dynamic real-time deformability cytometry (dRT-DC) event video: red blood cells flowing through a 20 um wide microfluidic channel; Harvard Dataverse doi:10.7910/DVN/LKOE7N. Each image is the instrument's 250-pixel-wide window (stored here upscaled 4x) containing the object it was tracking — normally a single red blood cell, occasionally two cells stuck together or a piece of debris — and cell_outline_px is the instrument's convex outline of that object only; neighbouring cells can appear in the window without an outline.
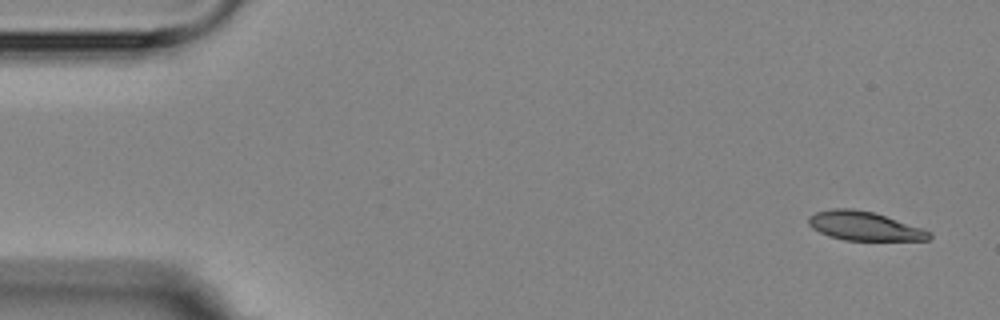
{"species": "Egyptian fruit bat (a non-hibernating species)", "species_latin": "Rousettus aegyptiacus", "temperature_condition": "room temperature", "stored_images_in_passage": 4, "camera_frame_rate_fps": 3000, "um_per_image_px": 0.085, "animal": {"sex": "female"}, "frame": {"image": 1, "passage_image": 1, "time_ms": 0.0, "image_size_px": [1000, 320], "cell_outline_px": [[932, 236], [928, 240], [844, 240], [828, 236], [812, 228], [808, 224], [808, 216], [816, 212], [832, 208], [852, 208], [872, 212], [920, 228], [928, 232]], "centroid_in_image_um": [73.38, 19.21], "position_along_channel_um": 11.6, "area_um2": 20.0}}
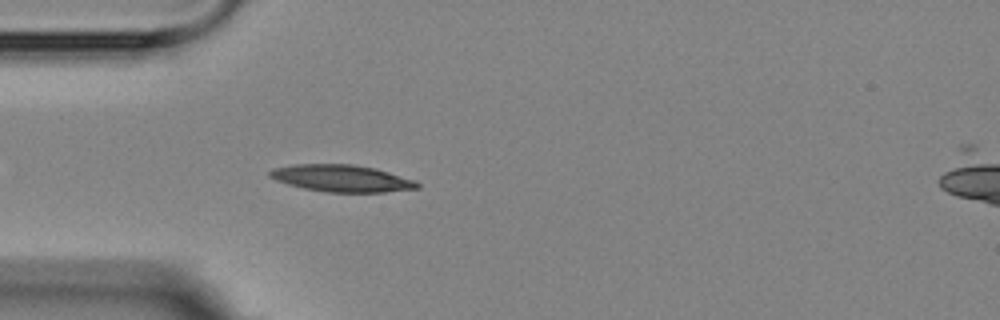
{"frame": {"image": 2, "passage_image": 4, "time_ms": 4.333, "image_size_px": [1000, 320], "cell_outline_px": [[420, 188], [384, 192], [328, 192], [304, 188], [288, 184], [276, 180], [268, 176], [268, 172], [272, 168], [292, 164], [352, 164], [376, 168], [416, 180], [420, 184]], "centroid_in_image_um": [29.05, 15.15], "position_along_channel_um": 56.0, "area_um2": 23.29}}